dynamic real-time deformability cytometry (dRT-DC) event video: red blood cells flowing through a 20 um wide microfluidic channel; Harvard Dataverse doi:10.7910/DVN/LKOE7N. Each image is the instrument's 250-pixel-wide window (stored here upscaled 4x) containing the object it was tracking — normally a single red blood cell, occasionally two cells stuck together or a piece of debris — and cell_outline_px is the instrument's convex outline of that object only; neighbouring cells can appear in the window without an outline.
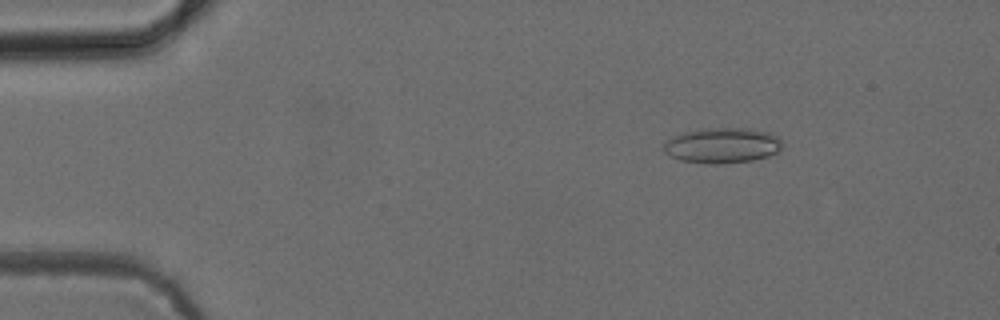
{"species": "common noctule bat (a hibernating species)", "species_latin": "Nyctalus noctula", "temperature_condition": "cold", "stored_images_in_passage": 4, "camera_frame_rate_fps": 3000, "um_per_image_px": 0.085, "animal": {"sex": "female", "body_mass_g": 24.6, "forearm_length_mm": 56.2}, "frame": {"image": 1, "passage_image": 2, "time_ms": 2.333, "image_size_px": [1000, 320], "cell_outline_px": [[784, 144], [780, 152], [768, 156], [752, 160], [716, 164], [708, 164], [680, 160], [664, 152], [664, 144], [672, 136], [684, 132], [704, 128], [744, 128], [772, 132]], "centroid_in_image_um": [61.43, 12.35], "position_along_channel_um": 23.6, "area_um2": 24.57}}